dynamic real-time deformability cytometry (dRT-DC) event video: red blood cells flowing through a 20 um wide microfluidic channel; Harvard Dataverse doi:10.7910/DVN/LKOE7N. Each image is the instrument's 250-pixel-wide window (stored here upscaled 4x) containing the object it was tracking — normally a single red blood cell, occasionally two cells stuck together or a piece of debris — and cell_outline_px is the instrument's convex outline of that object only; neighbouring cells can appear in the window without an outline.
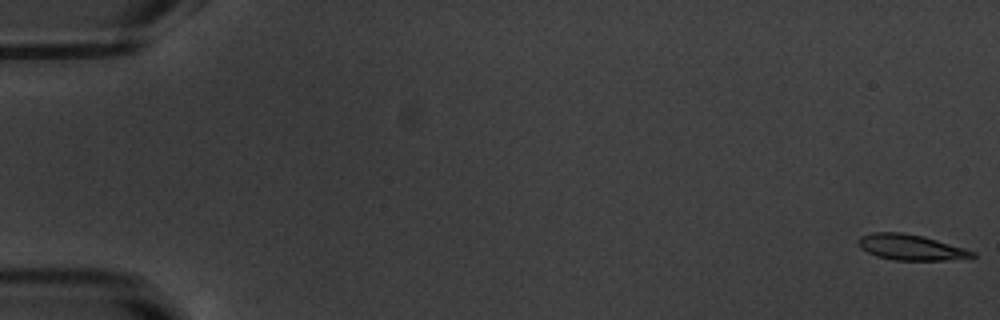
{"species": "common noctule bat (a hibernating species)", "species_latin": "Nyctalus noctula", "temperature_condition": "warm", "stored_images_in_passage": 54, "camera_frame_rate_fps": 3000, "um_per_image_px": 0.085, "animal": {"sex": "male", "body_mass_g": 20.1, "forearm_length_mm": 53.5}, "frame": {"image": 1, "passage_image": 1, "time_ms": 0.0, "image_size_px": [1000, 320], "cell_outline_px": [[976, 256], [972, 260], [892, 260], [876, 256], [860, 248], [856, 244], [856, 240], [860, 236], [872, 232], [904, 232], [924, 236], [964, 248], [976, 252]], "centroid_in_image_um": [77.45, 21.03], "position_along_channel_um": 7.5, "area_um2": 17.57}}
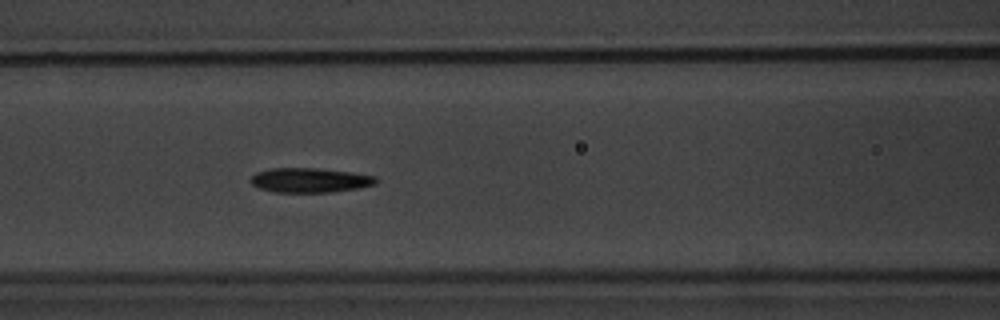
{"frame": {"image": 2, "passage_image": 24, "time_ms": 7.667, "image_size_px": [1000, 320], "cell_outline_px": [[380, 180], [376, 184], [360, 188], [332, 192], [276, 192], [260, 188], [252, 184], [252, 176], [256, 172], [272, 168], [316, 168], [352, 172], [376, 176]], "centroid_in_image_um": [26.41, 15.31], "position_along_channel_um": 140.2, "area_um2": 17.98}}
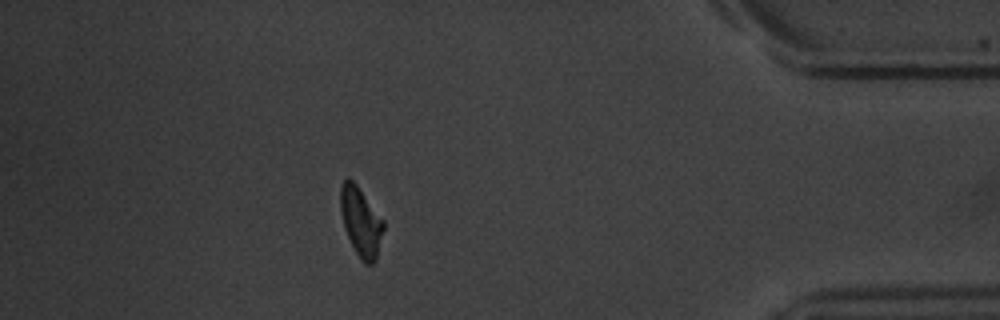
{"frame": {"image": 3, "passage_image": 48, "time_ms": 15.667, "image_size_px": [1000, 320], "cell_outline_px": [[384, 228], [376, 260], [372, 264], [364, 264], [360, 260], [344, 228], [340, 212], [340, 188], [344, 180], [352, 180], [356, 184], [384, 220]], "centroid_in_image_um": [30.68, 18.87], "position_along_channel_um": 404.5, "area_um2": 17.22}, "authors_computed_cell_mechanics": {"area_um2": 17.6001, "velocity_mm_per_s": 3.8136, "shape_relaxation_time_tau1_ms": 2.8709, "shape_relaxation_time_tau2_ms": 5.9321, "deformation_change_tau1": 0.1545, "deformation_change_tau2": 0.1404}}